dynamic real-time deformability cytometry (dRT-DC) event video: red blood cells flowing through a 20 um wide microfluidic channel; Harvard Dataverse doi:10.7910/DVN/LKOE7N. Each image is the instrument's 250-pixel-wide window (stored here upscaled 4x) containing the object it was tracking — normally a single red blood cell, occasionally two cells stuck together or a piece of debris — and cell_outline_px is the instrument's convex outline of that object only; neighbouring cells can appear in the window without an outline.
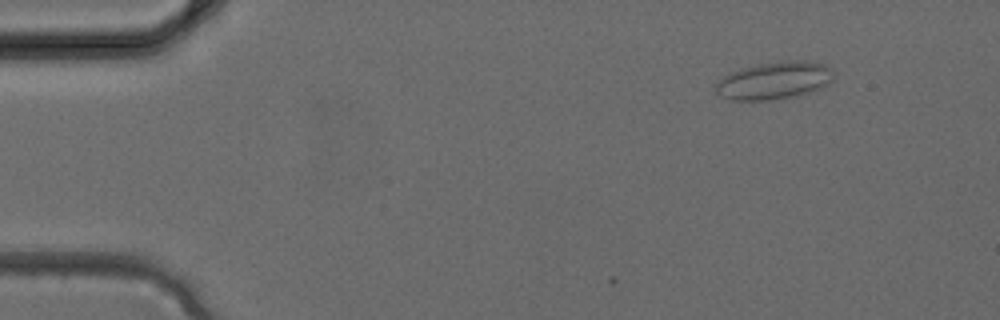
{"species": "common noctule bat (a hibernating species)", "species_latin": "Nyctalus noctula", "temperature_condition": "cold", "stored_images_in_passage": 3, "camera_frame_rate_fps": 3000, "um_per_image_px": 0.085, "animal": {"sex": "female", "body_mass_g": 24.6, "forearm_length_mm": 56.2}, "frame": {"image": 1, "passage_image": 2, "time_ms": 0.333, "image_size_px": [1000, 320], "cell_outline_px": [[836, 76], [828, 84], [820, 88], [800, 96], [768, 100], [732, 100], [720, 96], [716, 92], [716, 84], [724, 76], [732, 72], [744, 68], [760, 64], [796, 60], [804, 60], [828, 64], [832, 68]], "centroid_in_image_um": [65.89, 6.85], "position_along_channel_um": 19.1, "area_um2": 25.84}}